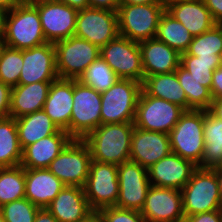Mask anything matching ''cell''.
<instances>
[{
    "label": "cell",
    "instance_id": "cell-1",
    "mask_svg": "<svg viewBox=\"0 0 222 222\" xmlns=\"http://www.w3.org/2000/svg\"><path fill=\"white\" fill-rule=\"evenodd\" d=\"M133 122L101 124L83 138L91 159L100 163L119 165L129 161Z\"/></svg>",
    "mask_w": 222,
    "mask_h": 222
},
{
    "label": "cell",
    "instance_id": "cell-2",
    "mask_svg": "<svg viewBox=\"0 0 222 222\" xmlns=\"http://www.w3.org/2000/svg\"><path fill=\"white\" fill-rule=\"evenodd\" d=\"M5 46L29 49L46 43L38 9L34 5H16L8 11L3 37Z\"/></svg>",
    "mask_w": 222,
    "mask_h": 222
},
{
    "label": "cell",
    "instance_id": "cell-3",
    "mask_svg": "<svg viewBox=\"0 0 222 222\" xmlns=\"http://www.w3.org/2000/svg\"><path fill=\"white\" fill-rule=\"evenodd\" d=\"M204 110H188L169 133L171 151L202 167L204 151Z\"/></svg>",
    "mask_w": 222,
    "mask_h": 222
},
{
    "label": "cell",
    "instance_id": "cell-4",
    "mask_svg": "<svg viewBox=\"0 0 222 222\" xmlns=\"http://www.w3.org/2000/svg\"><path fill=\"white\" fill-rule=\"evenodd\" d=\"M181 191L185 217L222 209L218 177L214 169L198 167Z\"/></svg>",
    "mask_w": 222,
    "mask_h": 222
},
{
    "label": "cell",
    "instance_id": "cell-5",
    "mask_svg": "<svg viewBox=\"0 0 222 222\" xmlns=\"http://www.w3.org/2000/svg\"><path fill=\"white\" fill-rule=\"evenodd\" d=\"M142 83L121 79L101 93V124L134 122Z\"/></svg>",
    "mask_w": 222,
    "mask_h": 222
},
{
    "label": "cell",
    "instance_id": "cell-6",
    "mask_svg": "<svg viewBox=\"0 0 222 222\" xmlns=\"http://www.w3.org/2000/svg\"><path fill=\"white\" fill-rule=\"evenodd\" d=\"M164 11L163 3L120 5L117 11L119 35L136 42L155 38Z\"/></svg>",
    "mask_w": 222,
    "mask_h": 222
},
{
    "label": "cell",
    "instance_id": "cell-7",
    "mask_svg": "<svg viewBox=\"0 0 222 222\" xmlns=\"http://www.w3.org/2000/svg\"><path fill=\"white\" fill-rule=\"evenodd\" d=\"M56 69L60 79H79L88 66L100 56V48L77 36L54 43Z\"/></svg>",
    "mask_w": 222,
    "mask_h": 222
},
{
    "label": "cell",
    "instance_id": "cell-8",
    "mask_svg": "<svg viewBox=\"0 0 222 222\" xmlns=\"http://www.w3.org/2000/svg\"><path fill=\"white\" fill-rule=\"evenodd\" d=\"M101 125V93L73 79L70 136L83 139Z\"/></svg>",
    "mask_w": 222,
    "mask_h": 222
},
{
    "label": "cell",
    "instance_id": "cell-9",
    "mask_svg": "<svg viewBox=\"0 0 222 222\" xmlns=\"http://www.w3.org/2000/svg\"><path fill=\"white\" fill-rule=\"evenodd\" d=\"M185 110L164 99L149 96L143 89L140 92L134 118V127L145 131L169 134Z\"/></svg>",
    "mask_w": 222,
    "mask_h": 222
},
{
    "label": "cell",
    "instance_id": "cell-10",
    "mask_svg": "<svg viewBox=\"0 0 222 222\" xmlns=\"http://www.w3.org/2000/svg\"><path fill=\"white\" fill-rule=\"evenodd\" d=\"M91 160L89 147L83 139H72L50 163L48 170L65 186L84 187Z\"/></svg>",
    "mask_w": 222,
    "mask_h": 222
},
{
    "label": "cell",
    "instance_id": "cell-11",
    "mask_svg": "<svg viewBox=\"0 0 222 222\" xmlns=\"http://www.w3.org/2000/svg\"><path fill=\"white\" fill-rule=\"evenodd\" d=\"M83 188L94 212L115 206L119 197L117 165L91 160L89 175Z\"/></svg>",
    "mask_w": 222,
    "mask_h": 222
},
{
    "label": "cell",
    "instance_id": "cell-12",
    "mask_svg": "<svg viewBox=\"0 0 222 222\" xmlns=\"http://www.w3.org/2000/svg\"><path fill=\"white\" fill-rule=\"evenodd\" d=\"M100 56L119 78L143 83L144 72L138 42L118 35L100 48Z\"/></svg>",
    "mask_w": 222,
    "mask_h": 222
},
{
    "label": "cell",
    "instance_id": "cell-13",
    "mask_svg": "<svg viewBox=\"0 0 222 222\" xmlns=\"http://www.w3.org/2000/svg\"><path fill=\"white\" fill-rule=\"evenodd\" d=\"M118 35L116 11L89 7L78 11L74 36L101 48Z\"/></svg>",
    "mask_w": 222,
    "mask_h": 222
},
{
    "label": "cell",
    "instance_id": "cell-14",
    "mask_svg": "<svg viewBox=\"0 0 222 222\" xmlns=\"http://www.w3.org/2000/svg\"><path fill=\"white\" fill-rule=\"evenodd\" d=\"M117 169L119 197L115 207L141 211L151 186L147 169L130 160L117 165Z\"/></svg>",
    "mask_w": 222,
    "mask_h": 222
},
{
    "label": "cell",
    "instance_id": "cell-15",
    "mask_svg": "<svg viewBox=\"0 0 222 222\" xmlns=\"http://www.w3.org/2000/svg\"><path fill=\"white\" fill-rule=\"evenodd\" d=\"M34 6L38 9L47 42L54 44L74 35L78 10L57 0L40 2Z\"/></svg>",
    "mask_w": 222,
    "mask_h": 222
},
{
    "label": "cell",
    "instance_id": "cell-16",
    "mask_svg": "<svg viewBox=\"0 0 222 222\" xmlns=\"http://www.w3.org/2000/svg\"><path fill=\"white\" fill-rule=\"evenodd\" d=\"M140 213L148 222H184L182 191L151 185Z\"/></svg>",
    "mask_w": 222,
    "mask_h": 222
},
{
    "label": "cell",
    "instance_id": "cell-17",
    "mask_svg": "<svg viewBox=\"0 0 222 222\" xmlns=\"http://www.w3.org/2000/svg\"><path fill=\"white\" fill-rule=\"evenodd\" d=\"M23 67L19 84L35 82H53L58 79L56 69V51L53 43L23 49Z\"/></svg>",
    "mask_w": 222,
    "mask_h": 222
},
{
    "label": "cell",
    "instance_id": "cell-18",
    "mask_svg": "<svg viewBox=\"0 0 222 222\" xmlns=\"http://www.w3.org/2000/svg\"><path fill=\"white\" fill-rule=\"evenodd\" d=\"M171 152L169 134L134 127L130 144V161L148 169Z\"/></svg>",
    "mask_w": 222,
    "mask_h": 222
},
{
    "label": "cell",
    "instance_id": "cell-19",
    "mask_svg": "<svg viewBox=\"0 0 222 222\" xmlns=\"http://www.w3.org/2000/svg\"><path fill=\"white\" fill-rule=\"evenodd\" d=\"M197 168L192 161L171 152L147 171L150 185L181 190Z\"/></svg>",
    "mask_w": 222,
    "mask_h": 222
},
{
    "label": "cell",
    "instance_id": "cell-20",
    "mask_svg": "<svg viewBox=\"0 0 222 222\" xmlns=\"http://www.w3.org/2000/svg\"><path fill=\"white\" fill-rule=\"evenodd\" d=\"M47 209L58 222H81L94 213L84 188L77 186H64Z\"/></svg>",
    "mask_w": 222,
    "mask_h": 222
},
{
    "label": "cell",
    "instance_id": "cell-21",
    "mask_svg": "<svg viewBox=\"0 0 222 222\" xmlns=\"http://www.w3.org/2000/svg\"><path fill=\"white\" fill-rule=\"evenodd\" d=\"M138 44L141 50L144 78L174 72L180 65L181 54L166 43L152 38Z\"/></svg>",
    "mask_w": 222,
    "mask_h": 222
},
{
    "label": "cell",
    "instance_id": "cell-22",
    "mask_svg": "<svg viewBox=\"0 0 222 222\" xmlns=\"http://www.w3.org/2000/svg\"><path fill=\"white\" fill-rule=\"evenodd\" d=\"M73 108V79H60L50 85L43 110L59 129L70 135V118Z\"/></svg>",
    "mask_w": 222,
    "mask_h": 222
},
{
    "label": "cell",
    "instance_id": "cell-23",
    "mask_svg": "<svg viewBox=\"0 0 222 222\" xmlns=\"http://www.w3.org/2000/svg\"><path fill=\"white\" fill-rule=\"evenodd\" d=\"M72 139L65 130L60 129L57 133L26 146L22 150L20 165L25 169L48 168Z\"/></svg>",
    "mask_w": 222,
    "mask_h": 222
},
{
    "label": "cell",
    "instance_id": "cell-24",
    "mask_svg": "<svg viewBox=\"0 0 222 222\" xmlns=\"http://www.w3.org/2000/svg\"><path fill=\"white\" fill-rule=\"evenodd\" d=\"M48 168L25 169V198L38 208H47L64 188Z\"/></svg>",
    "mask_w": 222,
    "mask_h": 222
},
{
    "label": "cell",
    "instance_id": "cell-25",
    "mask_svg": "<svg viewBox=\"0 0 222 222\" xmlns=\"http://www.w3.org/2000/svg\"><path fill=\"white\" fill-rule=\"evenodd\" d=\"M165 10L197 36L213 28L217 23L203 0H184L170 3Z\"/></svg>",
    "mask_w": 222,
    "mask_h": 222
},
{
    "label": "cell",
    "instance_id": "cell-26",
    "mask_svg": "<svg viewBox=\"0 0 222 222\" xmlns=\"http://www.w3.org/2000/svg\"><path fill=\"white\" fill-rule=\"evenodd\" d=\"M52 82L19 84L12 87L9 117L18 118L42 110Z\"/></svg>",
    "mask_w": 222,
    "mask_h": 222
},
{
    "label": "cell",
    "instance_id": "cell-27",
    "mask_svg": "<svg viewBox=\"0 0 222 222\" xmlns=\"http://www.w3.org/2000/svg\"><path fill=\"white\" fill-rule=\"evenodd\" d=\"M21 149L60 129L42 109L15 119Z\"/></svg>",
    "mask_w": 222,
    "mask_h": 222
},
{
    "label": "cell",
    "instance_id": "cell-28",
    "mask_svg": "<svg viewBox=\"0 0 222 222\" xmlns=\"http://www.w3.org/2000/svg\"><path fill=\"white\" fill-rule=\"evenodd\" d=\"M142 89L149 96L164 99L188 111L187 97L175 71L145 77Z\"/></svg>",
    "mask_w": 222,
    "mask_h": 222
},
{
    "label": "cell",
    "instance_id": "cell-29",
    "mask_svg": "<svg viewBox=\"0 0 222 222\" xmlns=\"http://www.w3.org/2000/svg\"><path fill=\"white\" fill-rule=\"evenodd\" d=\"M204 151L202 169H214L222 166V119L210 110H204Z\"/></svg>",
    "mask_w": 222,
    "mask_h": 222
},
{
    "label": "cell",
    "instance_id": "cell-30",
    "mask_svg": "<svg viewBox=\"0 0 222 222\" xmlns=\"http://www.w3.org/2000/svg\"><path fill=\"white\" fill-rule=\"evenodd\" d=\"M193 37L187 28L166 10L162 13L155 35L156 39L182 54L188 50Z\"/></svg>",
    "mask_w": 222,
    "mask_h": 222
},
{
    "label": "cell",
    "instance_id": "cell-31",
    "mask_svg": "<svg viewBox=\"0 0 222 222\" xmlns=\"http://www.w3.org/2000/svg\"><path fill=\"white\" fill-rule=\"evenodd\" d=\"M21 160L22 149L15 118H0V168L19 166Z\"/></svg>",
    "mask_w": 222,
    "mask_h": 222
},
{
    "label": "cell",
    "instance_id": "cell-32",
    "mask_svg": "<svg viewBox=\"0 0 222 222\" xmlns=\"http://www.w3.org/2000/svg\"><path fill=\"white\" fill-rule=\"evenodd\" d=\"M175 72L180 85L185 91L188 110H209L213 102L210 89L201 85L181 65L178 66Z\"/></svg>",
    "mask_w": 222,
    "mask_h": 222
},
{
    "label": "cell",
    "instance_id": "cell-33",
    "mask_svg": "<svg viewBox=\"0 0 222 222\" xmlns=\"http://www.w3.org/2000/svg\"><path fill=\"white\" fill-rule=\"evenodd\" d=\"M25 197V168H0V207Z\"/></svg>",
    "mask_w": 222,
    "mask_h": 222
},
{
    "label": "cell",
    "instance_id": "cell-34",
    "mask_svg": "<svg viewBox=\"0 0 222 222\" xmlns=\"http://www.w3.org/2000/svg\"><path fill=\"white\" fill-rule=\"evenodd\" d=\"M181 55L200 58H214V55H222V24H216L203 34L194 36L188 50Z\"/></svg>",
    "mask_w": 222,
    "mask_h": 222
},
{
    "label": "cell",
    "instance_id": "cell-35",
    "mask_svg": "<svg viewBox=\"0 0 222 222\" xmlns=\"http://www.w3.org/2000/svg\"><path fill=\"white\" fill-rule=\"evenodd\" d=\"M119 77L99 56L78 79L82 84L102 93L118 81Z\"/></svg>",
    "mask_w": 222,
    "mask_h": 222
},
{
    "label": "cell",
    "instance_id": "cell-36",
    "mask_svg": "<svg viewBox=\"0 0 222 222\" xmlns=\"http://www.w3.org/2000/svg\"><path fill=\"white\" fill-rule=\"evenodd\" d=\"M180 65L201 85L211 89L213 72L222 65V55H214V58L181 55Z\"/></svg>",
    "mask_w": 222,
    "mask_h": 222
},
{
    "label": "cell",
    "instance_id": "cell-37",
    "mask_svg": "<svg viewBox=\"0 0 222 222\" xmlns=\"http://www.w3.org/2000/svg\"><path fill=\"white\" fill-rule=\"evenodd\" d=\"M22 67V50L5 46L0 55V80L11 88L19 85Z\"/></svg>",
    "mask_w": 222,
    "mask_h": 222
},
{
    "label": "cell",
    "instance_id": "cell-38",
    "mask_svg": "<svg viewBox=\"0 0 222 222\" xmlns=\"http://www.w3.org/2000/svg\"><path fill=\"white\" fill-rule=\"evenodd\" d=\"M39 209L25 197L0 207L5 222H34Z\"/></svg>",
    "mask_w": 222,
    "mask_h": 222
},
{
    "label": "cell",
    "instance_id": "cell-39",
    "mask_svg": "<svg viewBox=\"0 0 222 222\" xmlns=\"http://www.w3.org/2000/svg\"><path fill=\"white\" fill-rule=\"evenodd\" d=\"M102 222H148L140 211L118 207H106L97 212Z\"/></svg>",
    "mask_w": 222,
    "mask_h": 222
},
{
    "label": "cell",
    "instance_id": "cell-40",
    "mask_svg": "<svg viewBox=\"0 0 222 222\" xmlns=\"http://www.w3.org/2000/svg\"><path fill=\"white\" fill-rule=\"evenodd\" d=\"M11 89L0 80V118L9 117Z\"/></svg>",
    "mask_w": 222,
    "mask_h": 222
},
{
    "label": "cell",
    "instance_id": "cell-41",
    "mask_svg": "<svg viewBox=\"0 0 222 222\" xmlns=\"http://www.w3.org/2000/svg\"><path fill=\"white\" fill-rule=\"evenodd\" d=\"M184 222H222V209L185 217Z\"/></svg>",
    "mask_w": 222,
    "mask_h": 222
},
{
    "label": "cell",
    "instance_id": "cell-42",
    "mask_svg": "<svg viewBox=\"0 0 222 222\" xmlns=\"http://www.w3.org/2000/svg\"><path fill=\"white\" fill-rule=\"evenodd\" d=\"M210 91H211L213 100L222 98V65H220L213 72Z\"/></svg>",
    "mask_w": 222,
    "mask_h": 222
},
{
    "label": "cell",
    "instance_id": "cell-43",
    "mask_svg": "<svg viewBox=\"0 0 222 222\" xmlns=\"http://www.w3.org/2000/svg\"><path fill=\"white\" fill-rule=\"evenodd\" d=\"M217 24H222V0H203Z\"/></svg>",
    "mask_w": 222,
    "mask_h": 222
},
{
    "label": "cell",
    "instance_id": "cell-44",
    "mask_svg": "<svg viewBox=\"0 0 222 222\" xmlns=\"http://www.w3.org/2000/svg\"><path fill=\"white\" fill-rule=\"evenodd\" d=\"M89 8L107 9L118 11L120 6L119 0H87Z\"/></svg>",
    "mask_w": 222,
    "mask_h": 222
},
{
    "label": "cell",
    "instance_id": "cell-45",
    "mask_svg": "<svg viewBox=\"0 0 222 222\" xmlns=\"http://www.w3.org/2000/svg\"><path fill=\"white\" fill-rule=\"evenodd\" d=\"M34 222H58L47 208H41L37 211Z\"/></svg>",
    "mask_w": 222,
    "mask_h": 222
},
{
    "label": "cell",
    "instance_id": "cell-46",
    "mask_svg": "<svg viewBox=\"0 0 222 222\" xmlns=\"http://www.w3.org/2000/svg\"><path fill=\"white\" fill-rule=\"evenodd\" d=\"M57 1L63 2L78 11L88 8L87 0H57Z\"/></svg>",
    "mask_w": 222,
    "mask_h": 222
},
{
    "label": "cell",
    "instance_id": "cell-47",
    "mask_svg": "<svg viewBox=\"0 0 222 222\" xmlns=\"http://www.w3.org/2000/svg\"><path fill=\"white\" fill-rule=\"evenodd\" d=\"M216 117L222 119V98L214 99L209 109Z\"/></svg>",
    "mask_w": 222,
    "mask_h": 222
},
{
    "label": "cell",
    "instance_id": "cell-48",
    "mask_svg": "<svg viewBox=\"0 0 222 222\" xmlns=\"http://www.w3.org/2000/svg\"><path fill=\"white\" fill-rule=\"evenodd\" d=\"M8 9L0 6V38L4 37Z\"/></svg>",
    "mask_w": 222,
    "mask_h": 222
},
{
    "label": "cell",
    "instance_id": "cell-49",
    "mask_svg": "<svg viewBox=\"0 0 222 222\" xmlns=\"http://www.w3.org/2000/svg\"><path fill=\"white\" fill-rule=\"evenodd\" d=\"M120 5L162 3L161 0H119Z\"/></svg>",
    "mask_w": 222,
    "mask_h": 222
},
{
    "label": "cell",
    "instance_id": "cell-50",
    "mask_svg": "<svg viewBox=\"0 0 222 222\" xmlns=\"http://www.w3.org/2000/svg\"><path fill=\"white\" fill-rule=\"evenodd\" d=\"M216 171L217 177H218V183H219V193H220V199H221V205H222V166L214 168Z\"/></svg>",
    "mask_w": 222,
    "mask_h": 222
},
{
    "label": "cell",
    "instance_id": "cell-51",
    "mask_svg": "<svg viewBox=\"0 0 222 222\" xmlns=\"http://www.w3.org/2000/svg\"><path fill=\"white\" fill-rule=\"evenodd\" d=\"M16 5H17L16 0H0V6L8 10H11Z\"/></svg>",
    "mask_w": 222,
    "mask_h": 222
},
{
    "label": "cell",
    "instance_id": "cell-52",
    "mask_svg": "<svg viewBox=\"0 0 222 222\" xmlns=\"http://www.w3.org/2000/svg\"><path fill=\"white\" fill-rule=\"evenodd\" d=\"M48 0H16L18 5H34L40 2H46Z\"/></svg>",
    "mask_w": 222,
    "mask_h": 222
},
{
    "label": "cell",
    "instance_id": "cell-53",
    "mask_svg": "<svg viewBox=\"0 0 222 222\" xmlns=\"http://www.w3.org/2000/svg\"><path fill=\"white\" fill-rule=\"evenodd\" d=\"M81 222H102L99 214L94 212L91 216Z\"/></svg>",
    "mask_w": 222,
    "mask_h": 222
},
{
    "label": "cell",
    "instance_id": "cell-54",
    "mask_svg": "<svg viewBox=\"0 0 222 222\" xmlns=\"http://www.w3.org/2000/svg\"><path fill=\"white\" fill-rule=\"evenodd\" d=\"M177 1H184V0H161V2L166 6L170 3H173V2H177Z\"/></svg>",
    "mask_w": 222,
    "mask_h": 222
},
{
    "label": "cell",
    "instance_id": "cell-55",
    "mask_svg": "<svg viewBox=\"0 0 222 222\" xmlns=\"http://www.w3.org/2000/svg\"><path fill=\"white\" fill-rule=\"evenodd\" d=\"M4 47H5V42H4L3 38H0V55H1L2 49Z\"/></svg>",
    "mask_w": 222,
    "mask_h": 222
},
{
    "label": "cell",
    "instance_id": "cell-56",
    "mask_svg": "<svg viewBox=\"0 0 222 222\" xmlns=\"http://www.w3.org/2000/svg\"><path fill=\"white\" fill-rule=\"evenodd\" d=\"M0 222H5L2 212L0 211Z\"/></svg>",
    "mask_w": 222,
    "mask_h": 222
}]
</instances>
